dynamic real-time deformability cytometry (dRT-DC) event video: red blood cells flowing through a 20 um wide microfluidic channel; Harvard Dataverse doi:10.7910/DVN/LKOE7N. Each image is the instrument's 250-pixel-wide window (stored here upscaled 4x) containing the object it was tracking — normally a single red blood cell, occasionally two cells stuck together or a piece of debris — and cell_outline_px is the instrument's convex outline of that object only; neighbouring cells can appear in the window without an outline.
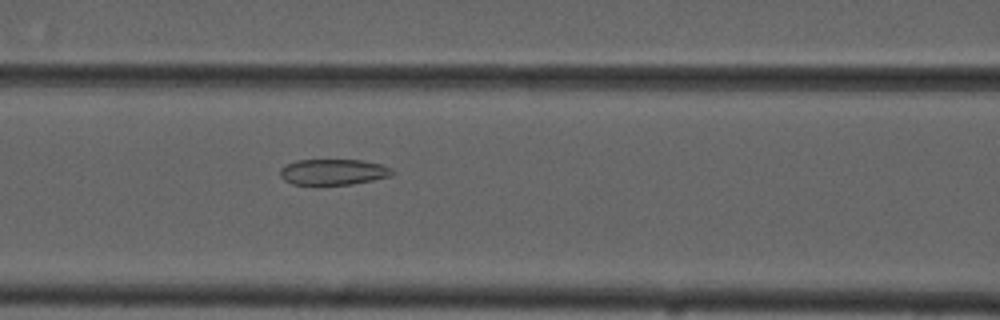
{"species": "common noctule bat (a hibernating species)", "species_latin": "Nyctalus noctula", "temperature_condition": "cold", "stored_images_in_passage": 37, "camera_frame_rate_fps": 3000, "um_per_image_px": 0.085, "animal": {"sex": "male", "forearm_length_mm": 52.5}, "frame": {"image": 1, "passage_image": 15, "time_ms": 4.667, "image_size_px": [1000, 320], "cell_outline_px": [[392, 176], [352, 184], [292, 184], [284, 180], [280, 176], [280, 168], [296, 160], [360, 160], [380, 164], [392, 168]], "centroid_in_image_um": [28.32, 14.61], "position_along_channel_um": 138.3, "area_um2": 16.7}}
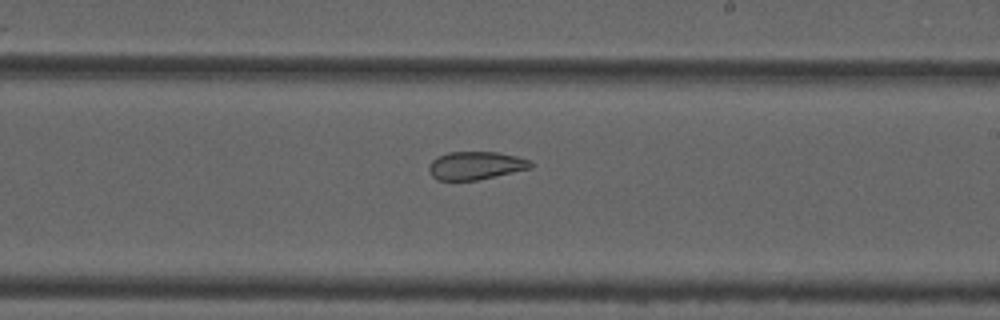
{"frame": {"image": 2, "passage_image": 24, "time_ms": 7.667, "image_size_px": [1000, 320], "cell_outline_px": [[532, 168], [476, 180], [436, 180], [428, 172], [428, 164], [436, 156], [448, 152], [496, 152], [516, 156], [532, 160]], "centroid_in_image_um": [40.4, 14.06], "position_along_channel_um": 248.6, "area_um2": 16.76}}
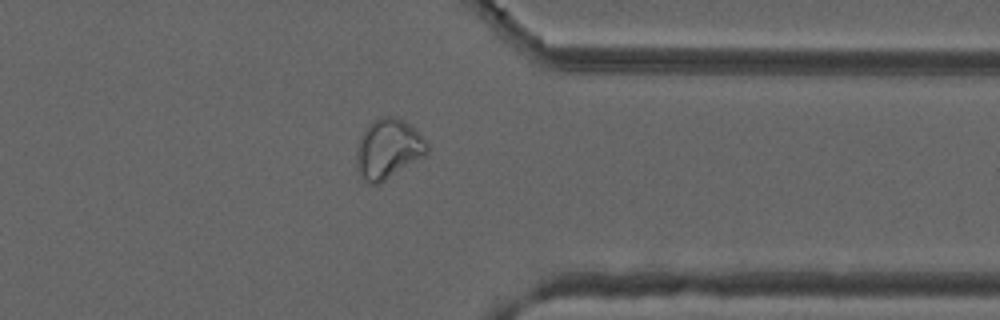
{"frame": {"image": 3, "passage_image": 35, "time_ms": 11.333, "image_size_px": [1000, 320], "cell_outline_px": [[428, 152], [424, 156], [380, 184], [372, 184], [364, 180], [360, 176], [356, 168], [356, 148], [360, 136], [364, 128], [372, 120], [380, 116], [396, 116], [404, 120], [428, 144]], "centroid_in_image_um": [32.94, 12.65], "position_along_channel_um": 378.5, "area_um2": 24.74}}